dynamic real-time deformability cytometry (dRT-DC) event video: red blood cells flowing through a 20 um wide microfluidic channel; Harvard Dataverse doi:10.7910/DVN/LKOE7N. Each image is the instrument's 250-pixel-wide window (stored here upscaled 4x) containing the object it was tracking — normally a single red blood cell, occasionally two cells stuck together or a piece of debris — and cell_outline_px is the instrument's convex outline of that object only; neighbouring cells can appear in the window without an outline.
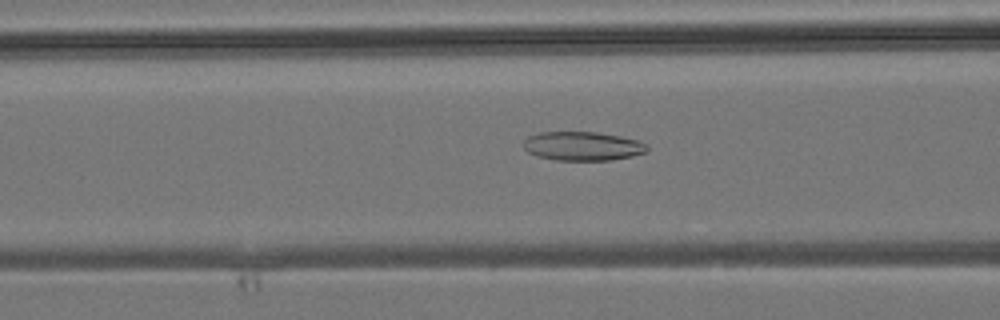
{"species": "common noctule bat (a hibernating species)", "species_latin": "Nyctalus noctula", "temperature_condition": "room temperature", "stored_images_in_passage": 40, "camera_frame_rate_fps": 3000, "um_per_image_px": 0.085, "animal": {"sex": "male", "body_mass_g": 19.2, "forearm_length_mm": 51.8}, "frame": {"image": 1, "passage_image": 13, "time_ms": 4.0, "image_size_px": [1000, 320], "cell_outline_px": [[648, 152], [632, 156], [612, 160], [556, 160], [536, 156], [528, 152], [524, 148], [524, 140], [528, 136], [540, 132], [596, 132], [620, 136], [640, 140], [648, 144]], "centroid_in_image_um": [49.56, 12.42], "position_along_channel_um": 117.0, "area_um2": 21.04}}
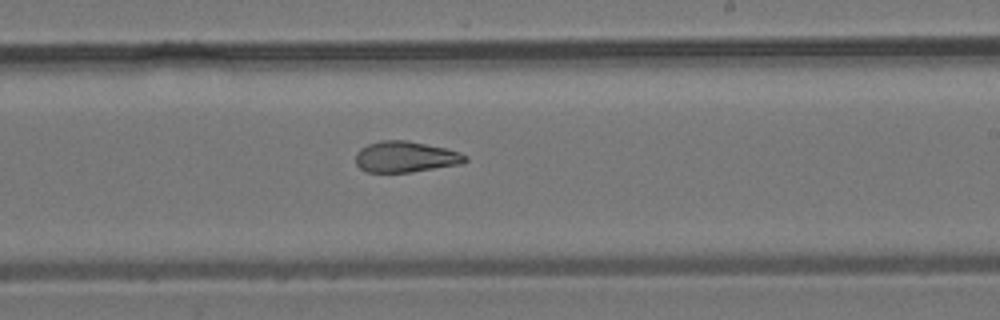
{"frame": {"image": 2, "passage_image": 22, "time_ms": 7.0, "image_size_px": [1000, 320], "cell_outline_px": [[468, 160], [460, 164], [408, 172], [368, 172], [360, 168], [356, 164], [356, 152], [360, 148], [368, 144], [380, 140], [408, 140], [444, 148], [460, 152], [468, 156]], "centroid_in_image_um": [34.45, 13.32], "position_along_channel_um": 254.5, "area_um2": 19.71}}
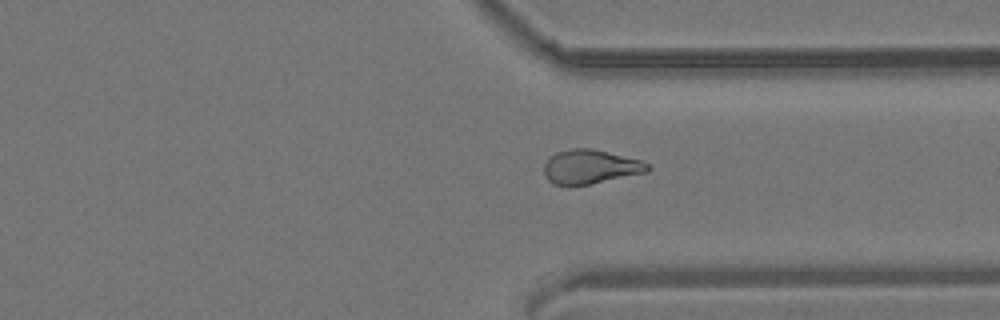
{"frame": {"image": 3, "passage_image": 29, "time_ms": 9.333, "image_size_px": [1000, 320], "cell_outline_px": [[652, 168], [648, 172], [588, 184], [552, 184], [548, 180], [544, 172], [544, 164], [548, 156], [556, 152], [572, 148], [592, 148], [640, 160], [648, 164]], "centroid_in_image_um": [50.17, 14.15], "position_along_channel_um": 361.2, "area_um2": 20.46}}